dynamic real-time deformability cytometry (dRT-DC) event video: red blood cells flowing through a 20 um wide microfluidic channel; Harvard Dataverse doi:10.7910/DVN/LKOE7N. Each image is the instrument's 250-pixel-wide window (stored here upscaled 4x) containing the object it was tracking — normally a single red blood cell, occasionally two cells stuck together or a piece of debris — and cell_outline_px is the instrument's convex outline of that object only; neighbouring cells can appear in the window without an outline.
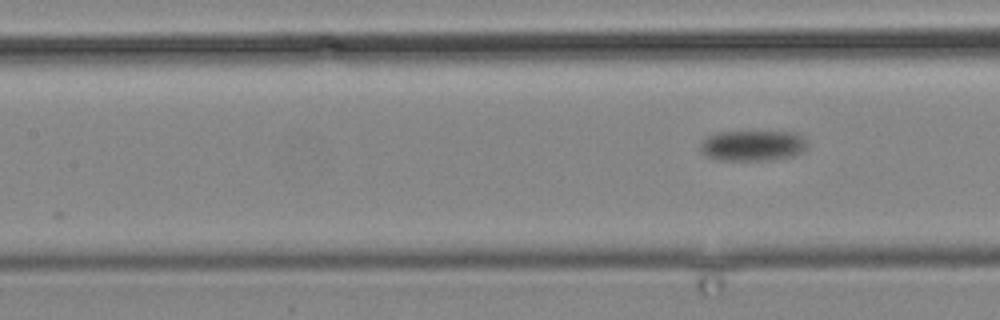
{"species": "common noctule bat (a hibernating species)", "species_latin": "Nyctalus noctula", "temperature_condition": "cold", "stored_images_in_passage": 8, "camera_frame_rate_fps": 3000, "um_per_image_px": 0.085, "animal": {"sex": "male", "body_mass_g": 19.2, "forearm_length_mm": 51.8}, "frame": {"image": 1, "passage_image": 4, "time_ms": 4.333, "image_size_px": [1000, 320], "cell_outline_px": [[808, 144], [804, 152], [792, 156], [772, 160], [716, 160], [704, 156], [700, 152], [700, 144], [708, 136], [720, 132], [796, 132]], "centroid_in_image_um": [63.96, 12.39], "position_along_channel_um": 143.4, "area_um2": 19.19}}
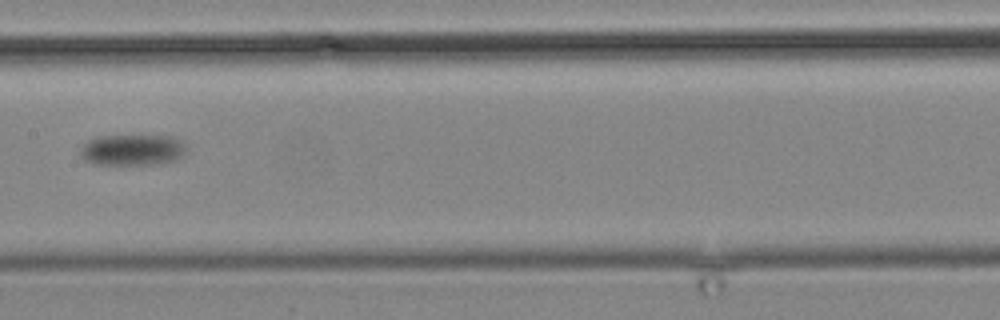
{"frame": {"image": 2, "passage_image": 6, "time_ms": 6.333, "image_size_px": [1000, 320], "cell_outline_px": [[188, 148], [184, 156], [176, 160], [160, 164], [96, 164], [84, 160], [80, 156], [80, 148], [88, 140], [96, 136], [172, 136], [180, 140]], "centroid_in_image_um": [11.28, 12.74], "position_along_channel_um": 196.1, "area_um2": 19.42}}
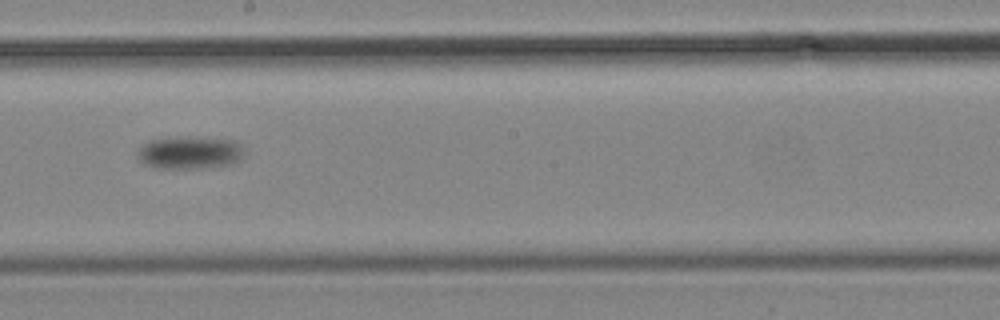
{"frame": {"image": 3, "passage_image": 7, "time_ms": 7.667, "image_size_px": [1000, 320], "cell_outline_px": [[244, 156], [240, 160], [232, 164], [204, 168], [152, 168], [144, 164], [136, 156], [140, 148], [144, 144], [152, 140], [180, 136], [236, 140], [244, 148]], "centroid_in_image_um": [16.16, 12.98], "position_along_channel_um": 232.0, "area_um2": 20.58}}